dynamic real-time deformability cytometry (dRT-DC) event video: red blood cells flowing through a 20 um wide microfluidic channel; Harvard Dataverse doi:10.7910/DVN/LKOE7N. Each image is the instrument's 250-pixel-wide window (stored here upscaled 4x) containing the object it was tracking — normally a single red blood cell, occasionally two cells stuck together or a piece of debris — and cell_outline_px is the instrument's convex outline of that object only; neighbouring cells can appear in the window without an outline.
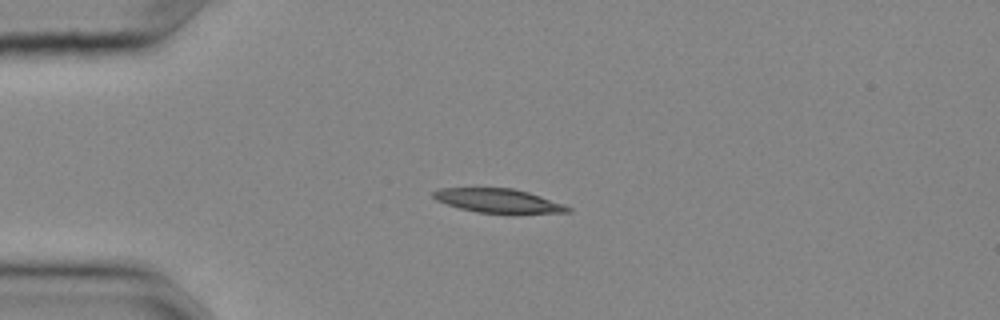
{"species": "common noctule bat (a hibernating species)", "species_latin": "Nyctalus noctula", "temperature_condition": "cold", "stored_images_in_passage": 43, "camera_frame_rate_fps": 3000, "um_per_image_px": 0.085, "animal": {"sex": "female", "body_mass_g": 25.1}, "frame": {"image": 1, "passage_image": 1, "time_ms": 0.0, "image_size_px": [1000, 320], "cell_outline_px": [[572, 212], [476, 212], [460, 208], [436, 200], [432, 196], [432, 192], [440, 188], [512, 188], [528, 192], [564, 204], [572, 208]], "centroid_in_image_um": [42.32, 17.04], "position_along_channel_um": 42.7, "area_um2": 18.26}}
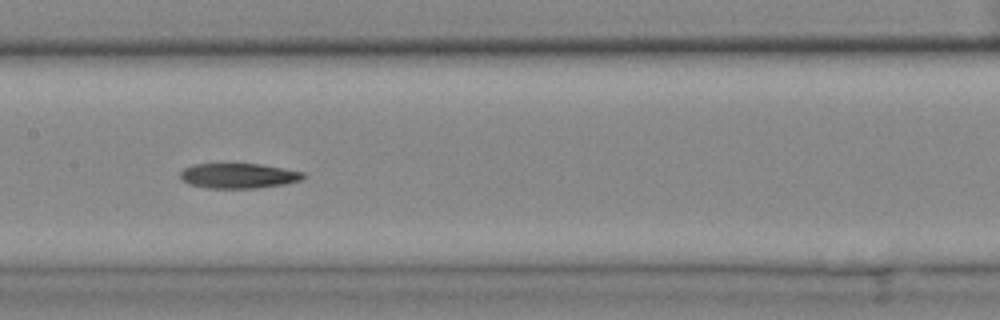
{"frame": {"image": 2, "passage_image": 15, "time_ms": 4.667, "image_size_px": [1000, 320], "cell_outline_px": [[308, 176], [300, 180], [284, 184], [256, 188], [208, 188], [188, 184], [180, 176], [180, 172], [184, 168], [192, 164], [260, 164], [304, 172]], "centroid_in_image_um": [20.28, 14.94], "position_along_channel_um": 187.1, "area_um2": 17.92}}
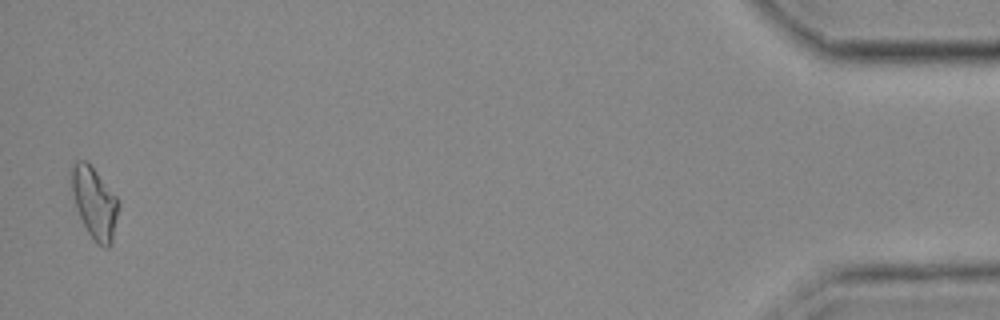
{"frame": {"image": 3, "passage_image": 42, "time_ms": 13.667, "image_size_px": [1000, 320], "cell_outline_px": [[120, 204], [112, 244], [108, 248], [104, 248], [96, 244], [88, 232], [76, 208], [72, 192], [72, 164], [76, 160], [88, 160], [116, 196]], "centroid_in_image_um": [8.06, 17.25], "position_along_channel_um": 427.1, "area_um2": 19.71}}